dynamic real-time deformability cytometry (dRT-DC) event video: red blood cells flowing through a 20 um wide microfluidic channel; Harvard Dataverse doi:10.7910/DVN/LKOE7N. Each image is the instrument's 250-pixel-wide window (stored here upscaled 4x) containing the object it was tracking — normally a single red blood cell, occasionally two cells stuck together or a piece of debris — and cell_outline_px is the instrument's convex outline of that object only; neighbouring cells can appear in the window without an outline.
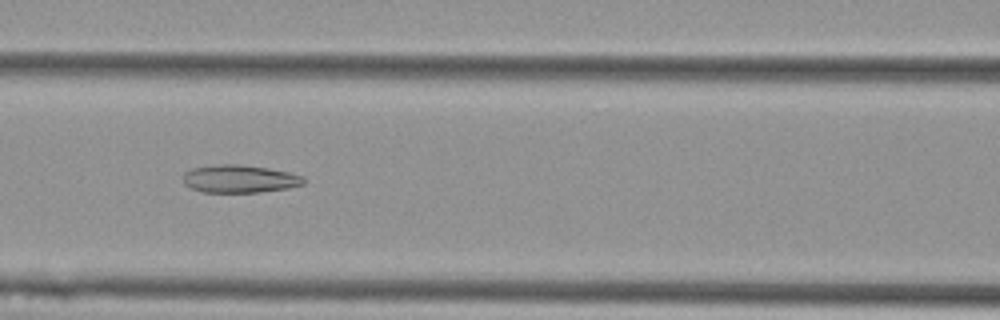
{"species": "Egyptian fruit bat (a non-hibernating species)", "species_latin": "Rousettus aegyptiacus", "temperature_condition": "cold", "stored_images_in_passage": 56, "camera_frame_rate_fps": 3000, "um_per_image_px": 0.085, "animal": {"sex": "female"}, "frame": {"image": 1, "passage_image": 25, "time_ms": 8.0, "image_size_px": [1000, 320], "cell_outline_px": [[304, 184], [288, 188], [260, 192], [200, 192], [184, 184], [184, 172], [192, 168], [216, 164], [240, 164], [268, 168], [288, 172], [304, 176]], "centroid_in_image_um": [20.36, 15.2], "position_along_channel_um": 146.2, "area_um2": 19.59}}
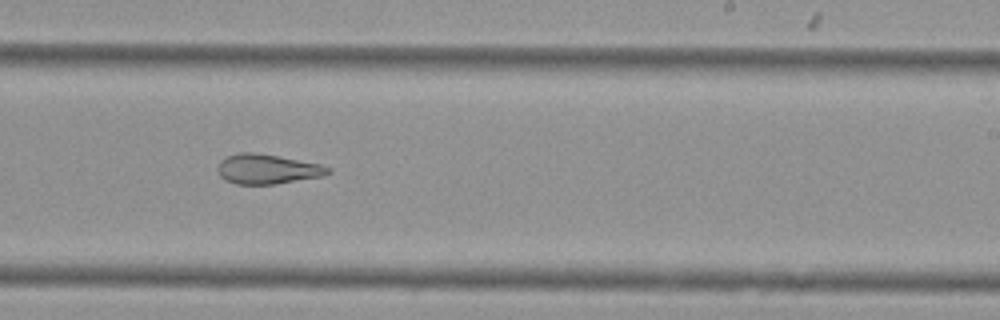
{"frame": {"image": 2, "passage_image": 35, "time_ms": 11.333, "image_size_px": [1000, 320], "cell_outline_px": [[332, 172], [324, 176], [276, 184], [236, 184], [224, 180], [220, 176], [216, 168], [220, 160], [228, 156], [240, 152], [252, 152], [276, 156], [320, 164], [332, 168]], "centroid_in_image_um": [22.72, 14.38], "position_along_channel_um": 266.3, "area_um2": 19.19}}
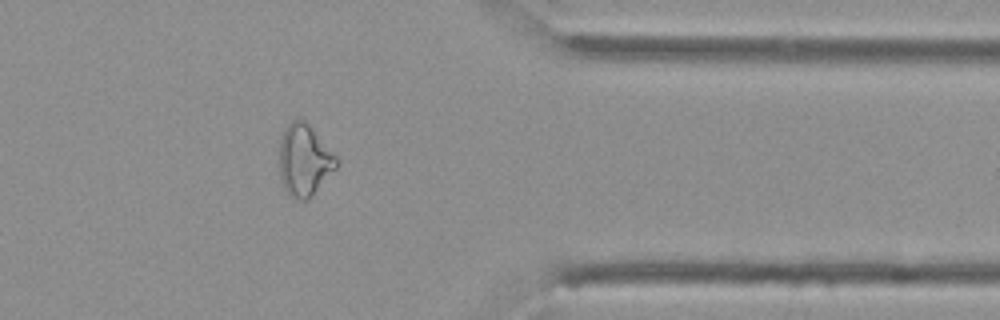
{"frame": {"image": 3, "passage_image": 46, "time_ms": 15.0, "image_size_px": [1000, 320], "cell_outline_px": [[336, 168], [312, 196], [308, 200], [300, 200], [288, 196], [284, 188], [280, 176], [280, 140], [284, 128], [292, 120], [300, 116], [308, 124], [336, 156]], "centroid_in_image_um": [25.84, 13.62], "position_along_channel_um": 385.6, "area_um2": 23.7}, "authors_computed_cell_mechanics": {"area_um2": 24.3049, "velocity_mm_per_s": 3.6193, "shape_relaxation_time_tau1_ms": null, "shape_relaxation_time_tau2_ms": 3.9833, "deformation_change_tau1": null, "deformation_change_tau2": 0.1287}}